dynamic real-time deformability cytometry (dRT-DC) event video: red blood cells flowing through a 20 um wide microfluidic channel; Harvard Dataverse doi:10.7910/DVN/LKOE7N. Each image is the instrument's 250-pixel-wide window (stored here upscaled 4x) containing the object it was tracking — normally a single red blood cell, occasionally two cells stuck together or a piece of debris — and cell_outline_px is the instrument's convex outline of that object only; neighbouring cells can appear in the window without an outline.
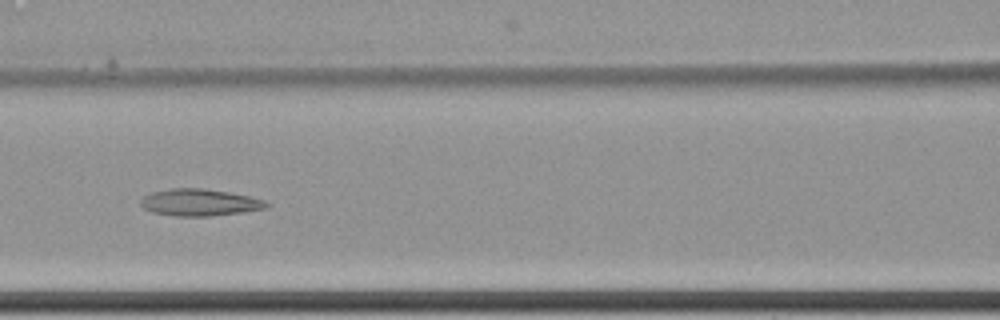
{"species": "common noctule bat (a hibernating species)", "species_latin": "Nyctalus noctula", "temperature_condition": "cold", "stored_images_in_passage": 15, "camera_frame_rate_fps": 3000, "um_per_image_px": 0.085, "animal": {"sex": "female", "body_mass_g": 22.7, "forearm_length_mm": 54.2}, "frame": {"image": 1, "passage_image": 9, "time_ms": 2.667, "image_size_px": [1000, 320], "cell_outline_px": [[272, 204], [268, 208], [212, 216], [176, 216], [152, 212], [144, 208], [140, 204], [140, 200], [144, 196], [152, 192], [172, 188], [204, 188], [228, 192], [248, 196], [264, 200]], "centroid_in_image_um": [16.98, 17.21], "position_along_channel_um": 149.6, "area_um2": 19.71}}
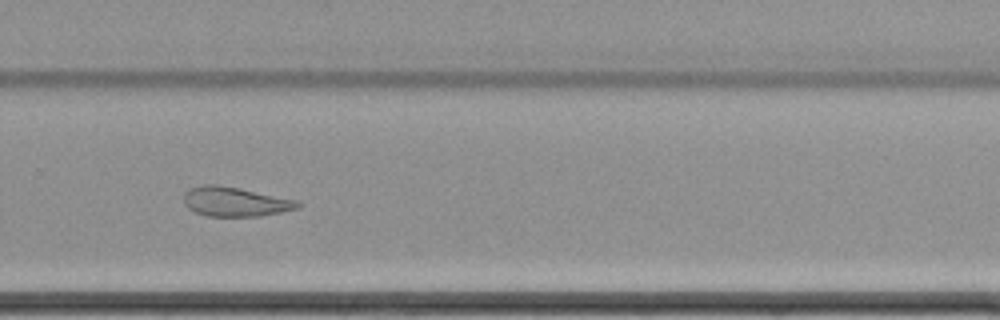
{"frame": {"image": 2, "passage_image": 13, "time_ms": 4.0, "image_size_px": [1000, 320], "cell_outline_px": [[304, 204], [300, 208], [260, 216], [204, 216], [188, 208], [184, 204], [184, 196], [192, 188], [204, 184], [216, 184], [240, 188], [296, 200]], "centroid_in_image_um": [20.02, 17.15], "position_along_channel_um": 309.8, "area_um2": 19.48}}
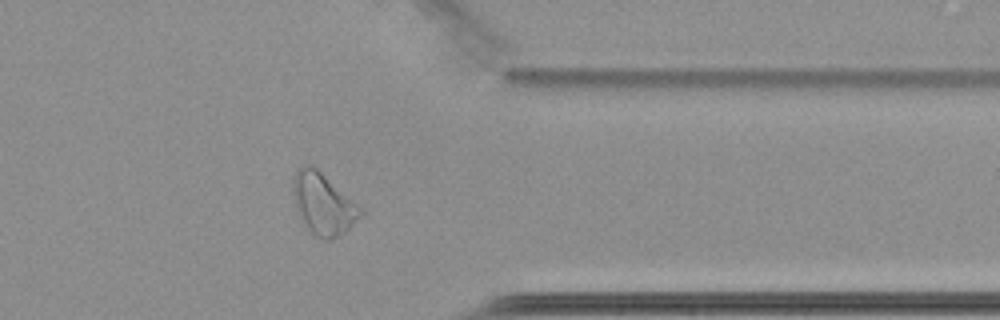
{"frame": {"image": 3, "passage_image": 15, "time_ms": 4.667, "image_size_px": [1000, 320], "cell_outline_px": [[364, 212], [344, 232], [332, 240], [324, 240], [316, 236], [300, 220], [296, 208], [292, 192], [292, 180], [296, 172], [304, 164], [312, 164], [360, 204], [364, 208]], "centroid_in_image_um": [27.47, 17.31], "position_along_channel_um": 383.9, "area_um2": 24.45}}